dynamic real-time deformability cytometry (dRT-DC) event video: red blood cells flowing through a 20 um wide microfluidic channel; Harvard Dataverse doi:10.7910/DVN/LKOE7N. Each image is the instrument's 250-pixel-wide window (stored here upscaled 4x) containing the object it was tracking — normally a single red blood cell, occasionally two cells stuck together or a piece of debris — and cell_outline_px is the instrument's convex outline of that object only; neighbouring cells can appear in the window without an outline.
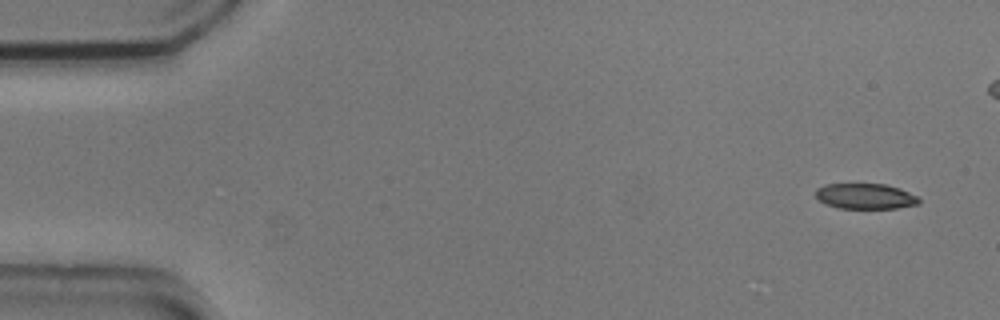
{"species": "common noctule bat (a hibernating species)", "species_latin": "Nyctalus noctula", "temperature_condition": "cold", "stored_images_in_passage": 3, "camera_frame_rate_fps": 3000, "um_per_image_px": 0.085, "animal": {"sex": "male", "body_mass_g": 20.5, "forearm_length_mm": 52.5}, "frame": {"image": 1, "passage_image": 1, "time_ms": 0.0, "image_size_px": [1000, 320], "cell_outline_px": [[920, 204], [896, 208], [840, 208], [824, 204], [816, 196], [816, 188], [824, 184], [884, 184], [900, 188], [920, 196]], "centroid_in_image_um": [73.59, 16.68], "position_along_channel_um": 11.4, "area_um2": 15.49}}